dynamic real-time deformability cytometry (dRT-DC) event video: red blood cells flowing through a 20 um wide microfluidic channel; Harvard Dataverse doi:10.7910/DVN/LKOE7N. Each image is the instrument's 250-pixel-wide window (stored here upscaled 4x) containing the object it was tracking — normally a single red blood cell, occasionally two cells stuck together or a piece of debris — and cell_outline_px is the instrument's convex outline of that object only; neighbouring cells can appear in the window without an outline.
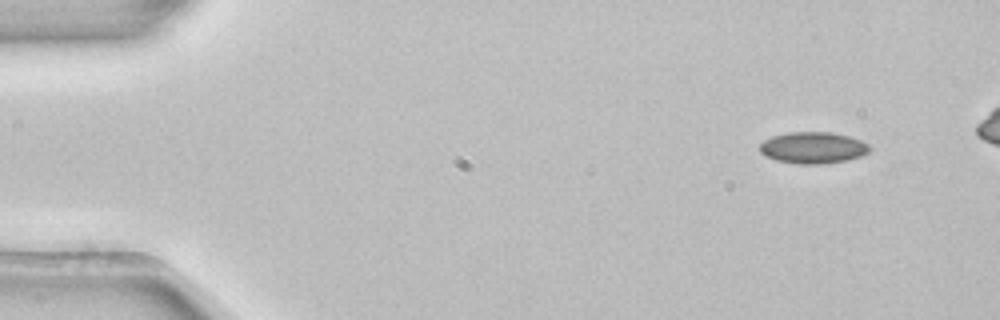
{"species": "common noctule bat (a hibernating species)", "species_latin": "Nyctalus noctula", "temperature_condition": "room temperature", "stored_images_in_passage": 6, "camera_frame_rate_fps": 3000, "um_per_image_px": 0.085, "animal": {"sex": "female", "body_mass_g": 22.7, "forearm_length_mm": 54.2}, "frame": {"image": 1, "passage_image": 1, "time_ms": 0.0, "image_size_px": [1000, 320], "cell_outline_px": [[872, 148], [868, 152], [860, 156], [848, 160], [824, 164], [800, 164], [776, 160], [760, 152], [760, 144], [764, 140], [772, 136], [788, 132], [832, 132], [848, 136], [860, 140], [868, 144]], "centroid_in_image_um": [69.12, 12.55], "position_along_channel_um": 15.9, "area_um2": 20.17}}